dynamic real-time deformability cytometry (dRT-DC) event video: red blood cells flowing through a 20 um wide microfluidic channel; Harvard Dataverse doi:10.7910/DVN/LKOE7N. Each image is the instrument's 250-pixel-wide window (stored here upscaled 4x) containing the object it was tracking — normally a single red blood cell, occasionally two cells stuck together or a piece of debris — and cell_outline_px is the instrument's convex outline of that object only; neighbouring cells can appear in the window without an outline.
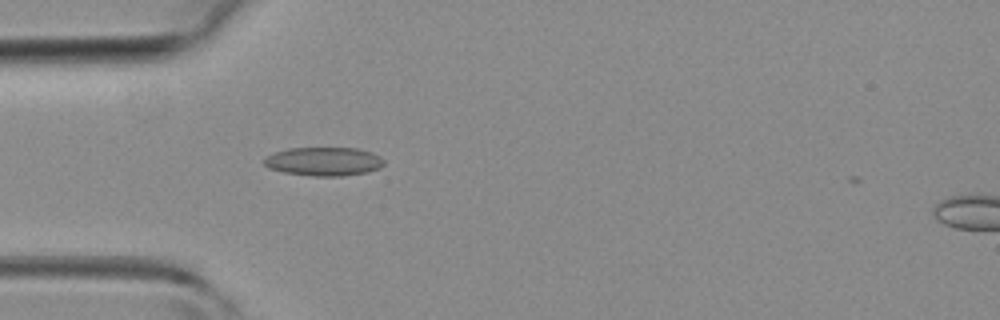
{"species": "common noctule bat (a hibernating species)", "species_latin": "Nyctalus noctula", "temperature_condition": "room temperature", "stored_images_in_passage": 32, "camera_frame_rate_fps": 3000, "um_per_image_px": 0.085, "animal": {"sex": "female", "body_mass_g": 19.3, "forearm_length_mm": 54.1}, "frame": {"image": 1, "passage_image": 1, "time_ms": 0.0, "image_size_px": [1000, 320], "cell_outline_px": [[384, 164], [380, 168], [368, 172], [340, 176], [312, 176], [284, 172], [268, 168], [264, 164], [264, 160], [268, 156], [276, 152], [288, 148], [356, 148], [372, 152], [380, 156], [384, 160]], "centroid_in_image_um": [27.56, 13.72], "position_along_channel_um": 57.4, "area_um2": 20.0}}
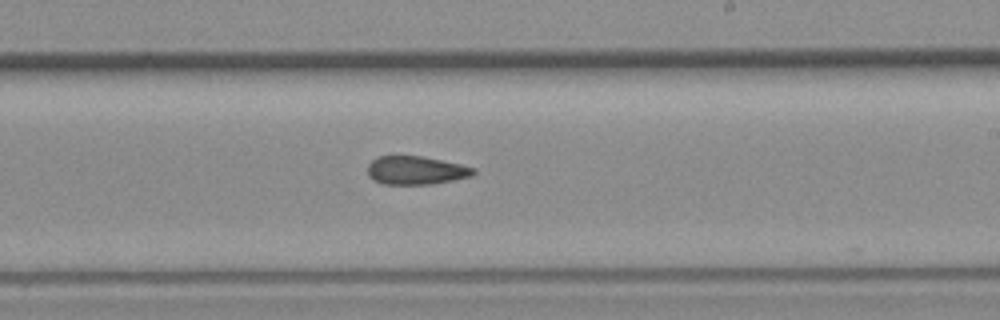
{"frame": {"image": 2, "passage_image": 14, "time_ms": 4.333, "image_size_px": [1000, 320], "cell_outline_px": [[476, 172], [472, 176], [432, 184], [384, 184], [368, 176], [368, 164], [376, 156], [420, 156], [460, 164], [476, 168]], "centroid_in_image_um": [35.36, 14.48], "position_along_channel_um": 253.6, "area_um2": 17.4}}
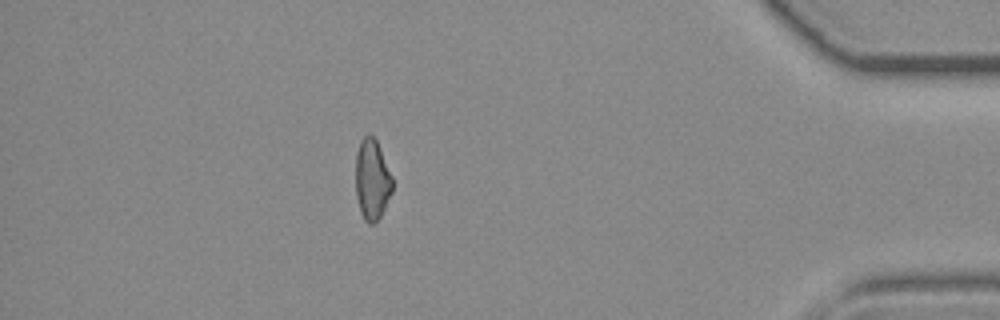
{"frame": {"image": 3, "passage_image": 27, "time_ms": 8.667, "image_size_px": [1000, 320], "cell_outline_px": [[392, 192], [380, 216], [372, 224], [368, 224], [364, 220], [360, 212], [356, 196], [356, 152], [360, 140], [364, 136], [372, 136], [376, 140], [392, 176]], "centroid_in_image_um": [31.61, 15.28], "position_along_channel_um": 403.6, "area_um2": 17.11}}